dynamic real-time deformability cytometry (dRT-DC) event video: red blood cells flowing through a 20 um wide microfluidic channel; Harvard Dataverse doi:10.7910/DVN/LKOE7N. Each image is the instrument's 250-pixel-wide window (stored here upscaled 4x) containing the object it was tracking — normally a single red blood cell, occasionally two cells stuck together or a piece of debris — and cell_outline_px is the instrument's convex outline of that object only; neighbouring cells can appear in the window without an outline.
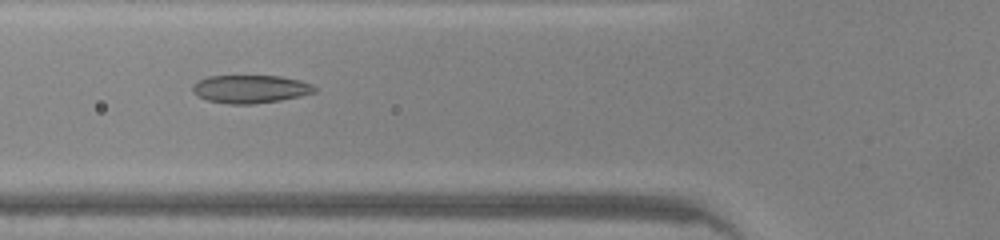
{"species": "common noctule bat (a hibernating species)", "species_latin": "Nyctalus noctula", "temperature_condition": "warm", "stored_images_in_passage": 37, "camera_frame_rate_fps": 3000, "um_per_image_px": 0.085, "animal": {"sex": "male", "body_mass_g": 20.0, "forearm_length_mm": 53.3}, "frame": {"image": 1, "passage_image": 7, "time_ms": 2.0, "image_size_px": [1000, 240], "cell_outline_px": [[316, 92], [300, 96], [280, 100], [252, 104], [228, 104], [208, 100], [192, 92], [192, 84], [208, 76], [280, 76], [300, 80], [312, 84], [316, 88]], "centroid_in_image_um": [21.29, 7.56], "position_along_channel_um": 104.5, "area_um2": 19.88}}
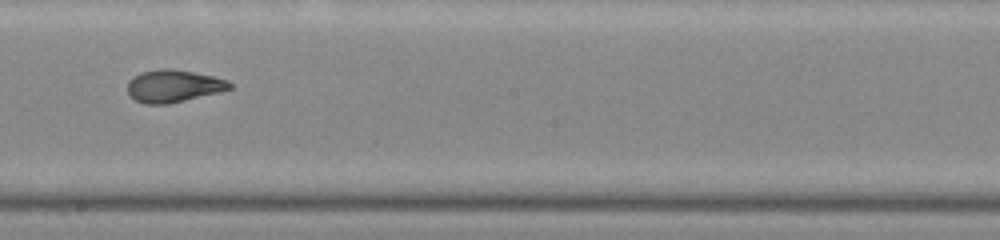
{"frame": {"image": 2, "passage_image": 16, "time_ms": 5.0, "image_size_px": [1000, 240], "cell_outline_px": [[232, 88], [168, 104], [144, 104], [128, 96], [128, 80], [140, 72], [160, 68], [172, 68], [212, 76], [228, 80], [232, 84]], "centroid_in_image_um": [14.69, 7.3], "position_along_channel_um": 233.5, "area_um2": 19.19}}
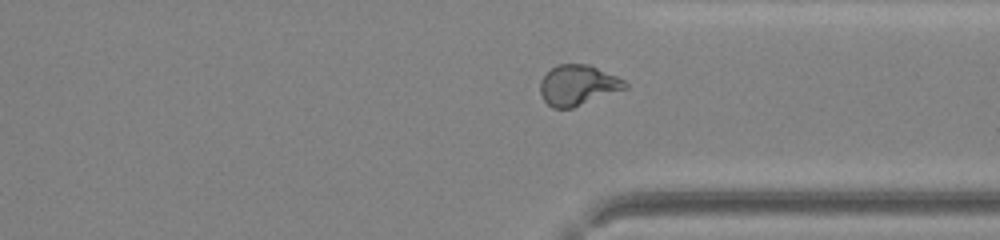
{"frame": {"image": 3, "passage_image": 25, "time_ms": 8.0, "image_size_px": [1000, 240], "cell_outline_px": [[628, 88], [572, 108], [552, 108], [544, 100], [540, 92], [540, 80], [552, 68], [560, 64], [588, 64], [616, 76], [624, 80], [628, 84]], "centroid_in_image_um": [49.12, 7.25], "position_along_channel_um": 362.3, "area_um2": 19.83}, "authors_computed_cell_mechanics": {"area_um2": 20.1722, "velocity_mm_per_s": 4.3029, "shape_relaxation_time_tau1_ms": 5.5493, "shape_relaxation_time_tau2_ms": 0.986, "deformation_change_tau1": 0.1909, "deformation_change_tau2": 0.0614}}